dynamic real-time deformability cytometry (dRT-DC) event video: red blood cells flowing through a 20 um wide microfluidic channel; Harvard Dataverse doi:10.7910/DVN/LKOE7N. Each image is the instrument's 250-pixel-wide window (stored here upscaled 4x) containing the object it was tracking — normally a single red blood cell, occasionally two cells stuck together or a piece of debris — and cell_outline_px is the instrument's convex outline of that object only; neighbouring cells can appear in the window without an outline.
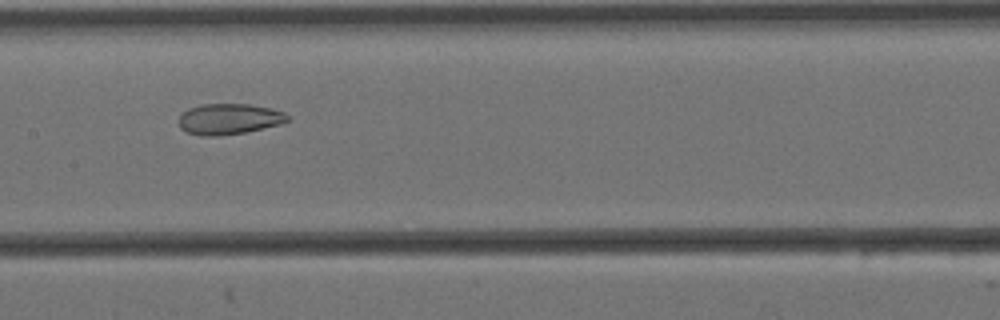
{"species": "Egyptian fruit bat (a non-hibernating species)", "species_latin": "Rousettus aegyptiacus", "temperature_condition": "cold", "stored_images_in_passage": 5, "camera_frame_rate_fps": 3000, "um_per_image_px": 0.085, "animal": {"sex": "female"}, "frame": {"image": 1, "passage_image": 4, "time_ms": 1.0, "image_size_px": [1000, 320], "cell_outline_px": [[288, 120], [280, 124], [244, 132], [216, 136], [200, 136], [188, 132], [180, 128], [180, 116], [188, 108], [200, 104], [248, 104], [268, 108], [284, 112], [288, 116]], "centroid_in_image_um": [19.44, 10.11], "position_along_channel_um": 188.0, "area_um2": 19.25}}
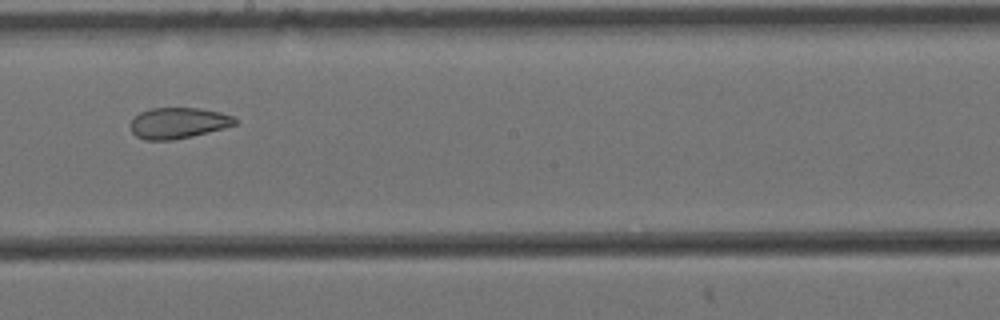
{"frame": {"image": 2, "passage_image": 5, "time_ms": 1.333, "image_size_px": [1000, 320], "cell_outline_px": [[236, 124], [224, 128], [192, 136], [172, 140], [144, 140], [136, 136], [132, 132], [132, 120], [140, 112], [152, 108], [200, 108], [220, 112], [232, 116], [236, 120]], "centroid_in_image_um": [15.15, 10.46], "position_along_channel_um": 233.1, "area_um2": 18.67}}